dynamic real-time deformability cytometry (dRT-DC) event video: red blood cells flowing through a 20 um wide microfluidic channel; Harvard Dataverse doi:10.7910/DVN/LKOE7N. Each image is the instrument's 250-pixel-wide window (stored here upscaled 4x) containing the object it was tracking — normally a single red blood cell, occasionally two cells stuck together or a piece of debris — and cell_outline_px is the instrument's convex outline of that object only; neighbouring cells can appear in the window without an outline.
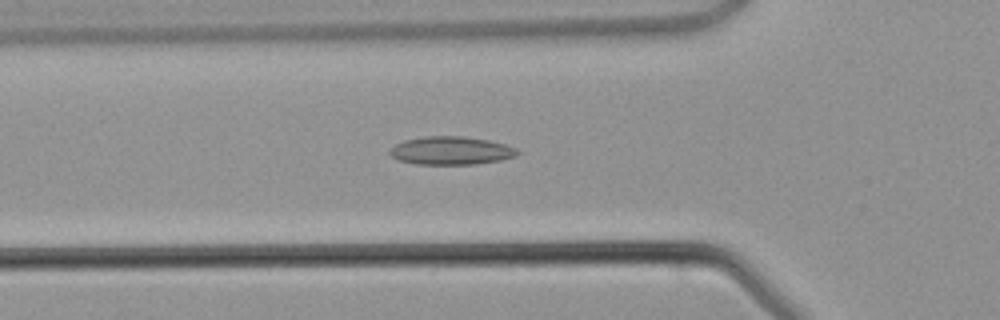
{"species": "common noctule bat (a hibernating species)", "species_latin": "Nyctalus noctula", "temperature_condition": "warm", "stored_images_in_passage": 42, "camera_frame_rate_fps": 3000, "um_per_image_px": 0.085, "animal": {"sex": "male", "body_mass_g": 21.5, "forearm_length_mm": 52.0}, "frame": {"image": 1, "passage_image": 13, "time_ms": 4.0, "image_size_px": [1000, 320], "cell_outline_px": [[520, 152], [516, 156], [500, 160], [476, 164], [416, 164], [396, 160], [388, 152], [396, 144], [404, 140], [424, 136], [464, 136], [488, 140], [504, 144], [516, 148]], "centroid_in_image_um": [38.33, 12.8], "position_along_channel_um": 87.5, "area_um2": 20.98}}
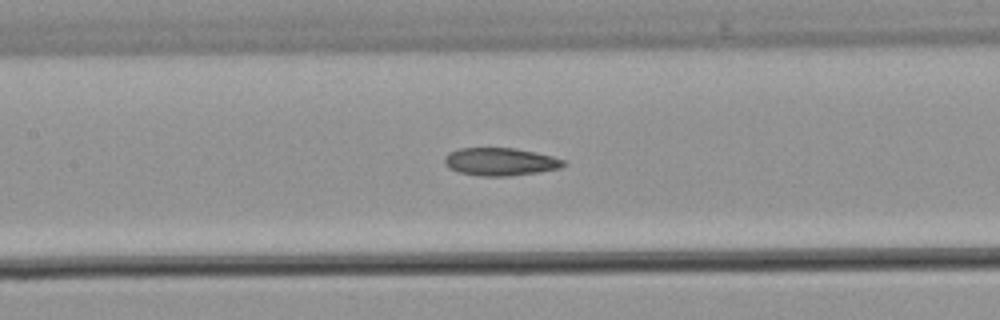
{"frame": {"image": 2, "passage_image": 18, "time_ms": 5.667, "image_size_px": [1000, 320], "cell_outline_px": [[568, 164], [560, 168], [536, 172], [504, 176], [480, 176], [460, 172], [452, 168], [444, 160], [448, 152], [460, 148], [516, 148], [552, 156], [564, 160]], "centroid_in_image_um": [42.56, 13.73], "position_along_channel_um": 164.8, "area_um2": 18.96}}
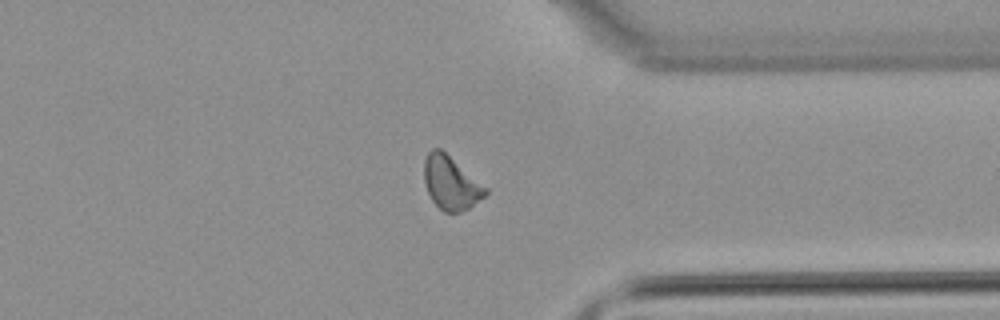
{"frame": {"image": 3, "passage_image": 32, "time_ms": 10.333, "image_size_px": [1000, 320], "cell_outline_px": [[488, 192], [484, 196], [468, 208], [460, 212], [444, 212], [432, 200], [428, 192], [424, 180], [424, 160], [428, 152], [432, 148], [440, 148], [488, 188]], "centroid_in_image_um": [38.31, 15.53], "position_along_channel_um": 373.1, "area_um2": 18.84}}